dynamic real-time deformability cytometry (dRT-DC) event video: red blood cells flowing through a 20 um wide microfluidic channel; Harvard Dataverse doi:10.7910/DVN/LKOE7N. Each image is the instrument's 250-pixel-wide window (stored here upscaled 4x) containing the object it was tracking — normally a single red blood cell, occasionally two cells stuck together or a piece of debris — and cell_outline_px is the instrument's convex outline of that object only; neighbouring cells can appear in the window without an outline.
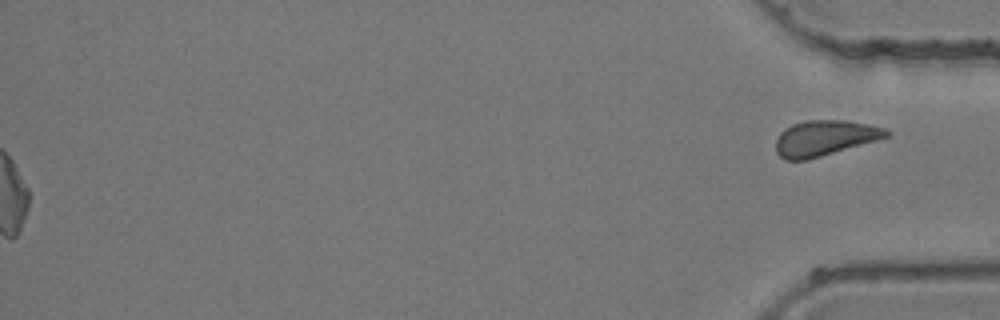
{"species": "common noctule bat (a hibernating species)", "species_latin": "Nyctalus noctula", "temperature_condition": "room temperature", "stored_images_in_passage": 36, "segment_of_instrument_passage": [2, 2], "camera_frame_rate_fps": 3000, "um_per_image_px": 0.085, "animal": {"sex": "female", "body_mass_g": 24.6, "forearm_length_mm": 56.2}, "frame": {"image": 1, "passage_image": 36, "time_ms": 11.667, "image_size_px": [1000, 320], "cell_outline_px": [[888, 136], [876, 140], [808, 160], [784, 160], [776, 152], [776, 140], [780, 132], [784, 128], [792, 124], [804, 120], [848, 120], [868, 124], [884, 128], [888, 132]], "centroid_in_image_um": [70.04, 11.73], "position_along_channel_um": 365.2, "area_um2": 22.77}}